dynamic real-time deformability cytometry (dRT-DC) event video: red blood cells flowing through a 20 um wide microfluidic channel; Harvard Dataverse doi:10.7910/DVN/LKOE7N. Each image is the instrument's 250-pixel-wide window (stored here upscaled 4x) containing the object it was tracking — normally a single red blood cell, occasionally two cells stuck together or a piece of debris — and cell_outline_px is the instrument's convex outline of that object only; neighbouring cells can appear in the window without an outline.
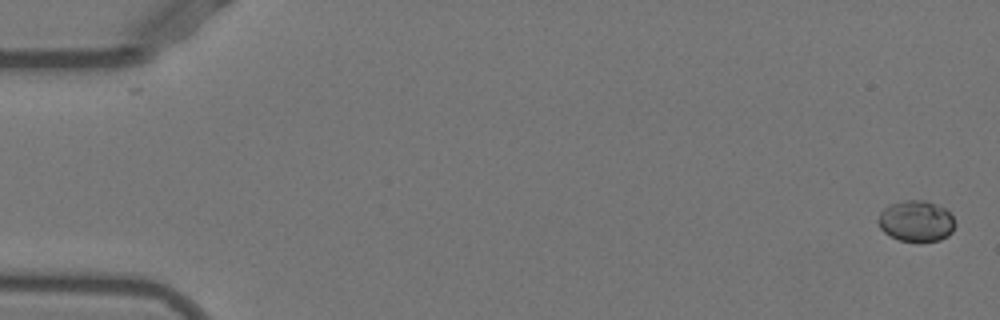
{"species": "Egyptian fruit bat (a non-hibernating species)", "species_latin": "Rousettus aegyptiacus", "temperature_condition": "warm", "stored_images_in_passage": 52, "camera_frame_rate_fps": 3000, "um_per_image_px": 0.085, "animal": {"sex": "female"}, "frame": {"image": 1, "passage_image": 1, "time_ms": 0.0, "image_size_px": [1000, 320], "cell_outline_px": [[956, 224], [952, 232], [948, 236], [940, 240], [920, 244], [900, 240], [884, 232], [880, 228], [876, 220], [880, 212], [884, 208], [892, 204], [904, 200], [924, 200], [944, 208], [952, 216]], "centroid_in_image_um": [77.88, 18.83], "position_along_channel_um": 7.1, "area_um2": 18.73}}
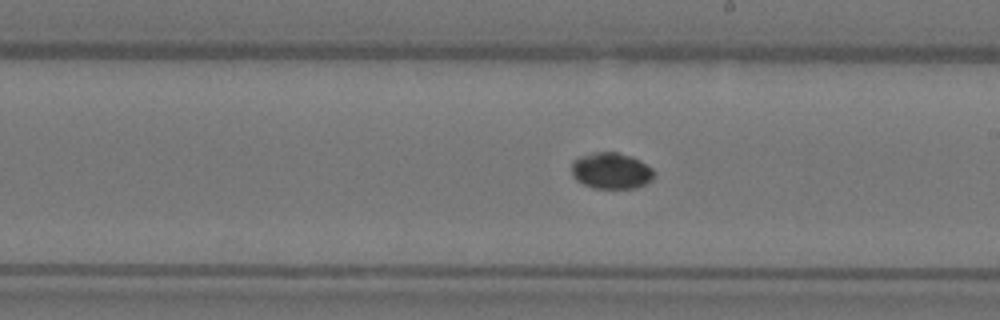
{"frame": {"image": 2, "passage_image": 30, "time_ms": 9.667, "image_size_px": [1000, 320], "cell_outline_px": [[656, 172], [652, 180], [636, 188], [592, 188], [576, 180], [572, 176], [572, 160], [580, 156], [592, 152], [616, 152], [632, 156], [640, 160], [652, 168]], "centroid_in_image_um": [51.95, 14.51], "position_along_channel_um": 237.0, "area_um2": 17.63}}
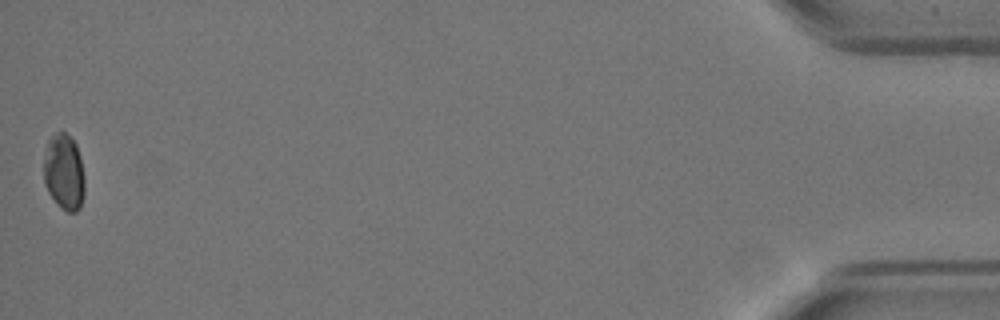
{"frame": {"image": 3, "passage_image": 52, "time_ms": 17.0, "image_size_px": [1000, 320], "cell_outline_px": [[84, 196], [80, 208], [76, 212], [68, 212], [60, 208], [48, 192], [44, 184], [44, 160], [48, 140], [56, 132], [64, 132], [76, 144], [80, 156], [84, 176]], "centroid_in_image_um": [5.45, 14.67], "position_along_channel_um": 429.8, "area_um2": 18.15}}